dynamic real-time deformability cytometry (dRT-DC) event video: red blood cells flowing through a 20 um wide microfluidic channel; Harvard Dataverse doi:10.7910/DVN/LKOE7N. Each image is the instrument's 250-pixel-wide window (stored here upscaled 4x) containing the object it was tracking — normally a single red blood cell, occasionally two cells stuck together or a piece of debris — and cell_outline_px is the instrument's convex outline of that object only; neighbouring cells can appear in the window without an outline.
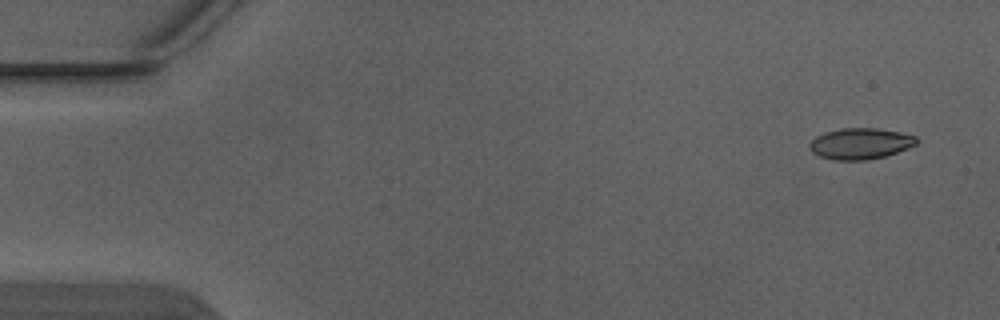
{"species": "Egyptian fruit bat (a non-hibernating species)", "species_latin": "Rousettus aegyptiacus", "temperature_condition": "warm", "stored_images_in_passage": 4, "camera_frame_rate_fps": 3000, "um_per_image_px": 0.085, "animal": {"sex": "male"}, "frame": {"image": 1, "passage_image": 1, "time_ms": 0.0, "image_size_px": [1000, 320], "cell_outline_px": [[920, 140], [916, 144], [908, 148], [884, 156], [868, 160], [832, 160], [820, 156], [812, 152], [808, 148], [808, 144], [816, 136], [824, 132], [840, 128], [876, 128], [900, 132], [916, 136]], "centroid_in_image_um": [73.11, 12.2], "position_along_channel_um": 11.9, "area_um2": 19.54}}
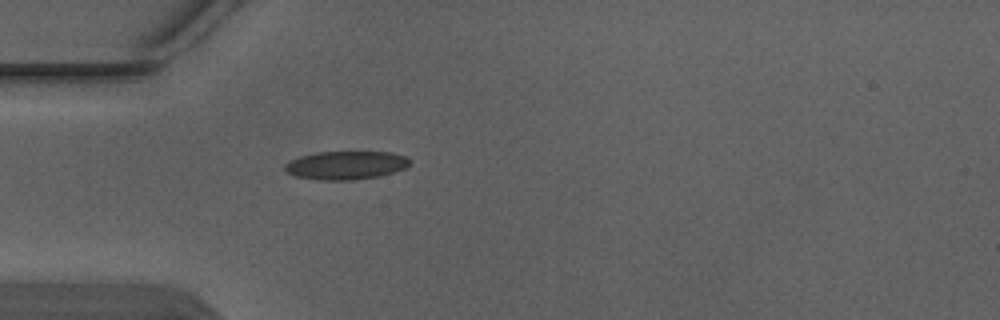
{"frame": {"image": 2, "passage_image": 4, "time_ms": 1.0, "image_size_px": [1000, 320], "cell_outline_px": [[412, 160], [408, 168], [380, 176], [352, 180], [316, 180], [296, 176], [288, 172], [284, 168], [284, 164], [300, 156], [316, 152], [392, 152], [408, 156]], "centroid_in_image_um": [29.47, 14.04], "position_along_channel_um": 55.5, "area_um2": 20.92}}